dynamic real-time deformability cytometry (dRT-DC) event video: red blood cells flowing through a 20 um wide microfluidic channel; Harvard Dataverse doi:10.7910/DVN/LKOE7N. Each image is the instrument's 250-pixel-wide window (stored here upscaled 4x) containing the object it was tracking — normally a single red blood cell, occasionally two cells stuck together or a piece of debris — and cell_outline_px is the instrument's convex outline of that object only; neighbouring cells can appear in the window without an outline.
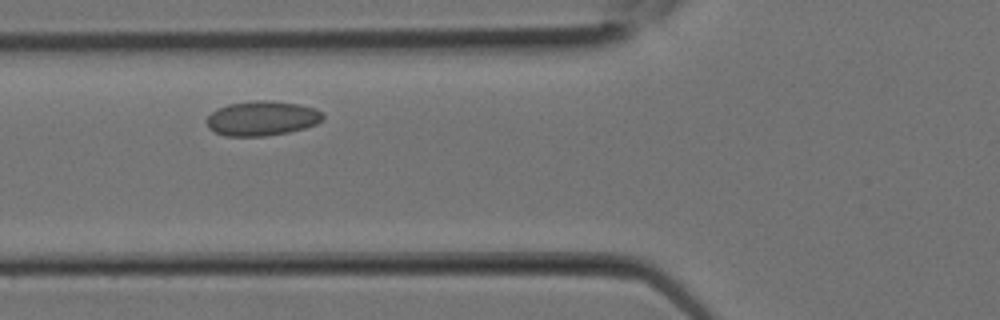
{"species": "Egyptian fruit bat (a non-hibernating species)", "species_latin": "Rousettus aegyptiacus", "temperature_condition": "room temperature", "stored_images_in_passage": 10, "camera_frame_rate_fps": 3000, "um_per_image_px": 0.085, "animal": {"sex": "female"}, "frame": {"image": 1, "passage_image": 4, "time_ms": 1.0, "image_size_px": [1000, 320], "cell_outline_px": [[324, 116], [316, 124], [304, 128], [288, 132], [264, 136], [228, 136], [216, 132], [208, 128], [208, 116], [216, 108], [228, 104], [256, 100], [264, 100], [300, 104], [316, 108], [324, 112]], "centroid_in_image_um": [22.29, 10.05], "position_along_channel_um": 103.5, "area_um2": 23.41}}
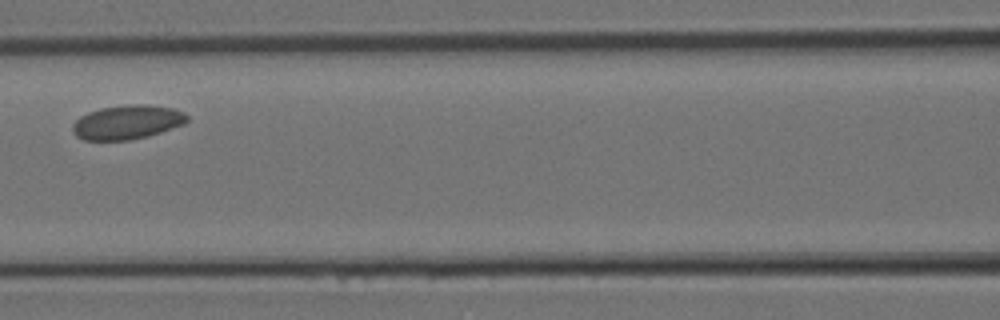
{"frame": {"image": 2, "passage_image": 6, "time_ms": 1.667, "image_size_px": [1000, 320], "cell_outline_px": [[188, 120], [184, 124], [148, 136], [132, 140], [84, 140], [76, 136], [72, 132], [72, 124], [80, 116], [88, 112], [100, 108], [128, 104], [144, 104], [172, 108], [184, 112], [188, 116]], "centroid_in_image_um": [10.79, 10.38], "position_along_channel_um": 155.8, "area_um2": 22.89}}
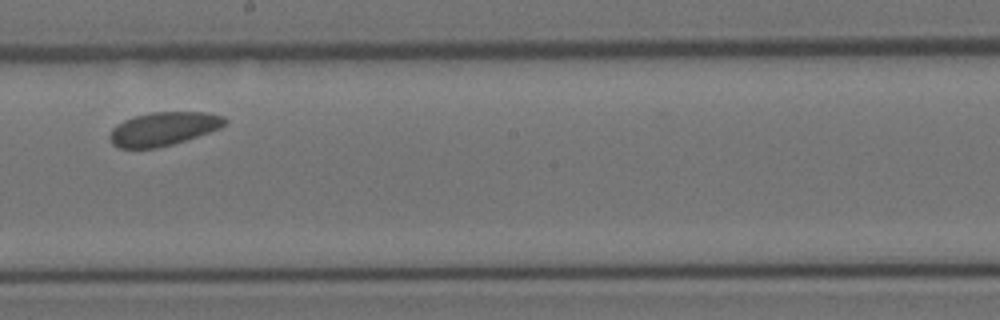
{"frame": {"image": 3, "passage_image": 9, "time_ms": 2.667, "image_size_px": [1000, 320], "cell_outline_px": [[228, 124], [220, 128], [172, 144], [156, 148], [120, 148], [112, 144], [108, 136], [112, 128], [116, 124], [124, 120], [136, 116], [152, 112], [208, 112], [224, 116], [228, 120]], "centroid_in_image_um": [13.89, 10.94], "position_along_channel_um": 234.3, "area_um2": 22.48}}